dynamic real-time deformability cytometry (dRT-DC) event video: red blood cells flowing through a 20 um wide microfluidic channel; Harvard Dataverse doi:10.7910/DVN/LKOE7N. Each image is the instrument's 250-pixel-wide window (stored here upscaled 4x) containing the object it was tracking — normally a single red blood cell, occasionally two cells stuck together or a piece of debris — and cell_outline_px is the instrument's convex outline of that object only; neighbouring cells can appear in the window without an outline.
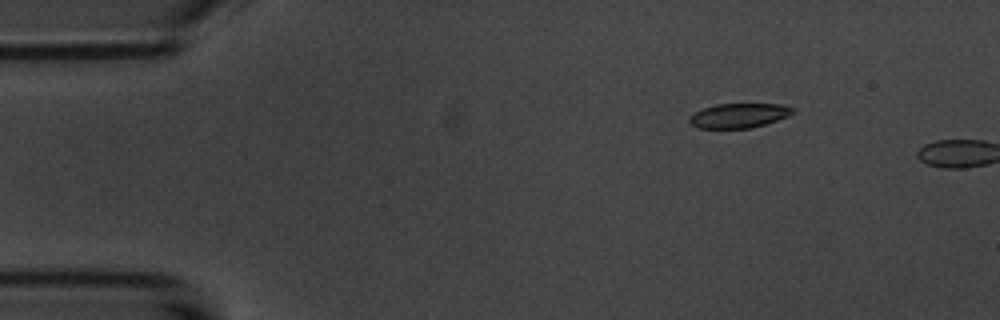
{"species": "common noctule bat (a hibernating species)", "species_latin": "Nyctalus noctula", "temperature_condition": "room temperature", "stored_images_in_passage": 2, "camera_frame_rate_fps": 3000, "um_per_image_px": 0.085, "animal": {"sex": "male", "body_mass_g": 20.1, "forearm_length_mm": 53.5}, "frame": {"image": 1, "passage_image": 1, "time_ms": 0.0, "image_size_px": [1000, 320], "cell_outline_px": [[796, 112], [788, 116], [752, 128], [696, 128], [688, 120], [688, 116], [704, 108], [716, 104], [780, 104], [796, 108]], "centroid_in_image_um": [62.82, 9.82], "position_along_channel_um": 22.2, "area_um2": 14.8}}